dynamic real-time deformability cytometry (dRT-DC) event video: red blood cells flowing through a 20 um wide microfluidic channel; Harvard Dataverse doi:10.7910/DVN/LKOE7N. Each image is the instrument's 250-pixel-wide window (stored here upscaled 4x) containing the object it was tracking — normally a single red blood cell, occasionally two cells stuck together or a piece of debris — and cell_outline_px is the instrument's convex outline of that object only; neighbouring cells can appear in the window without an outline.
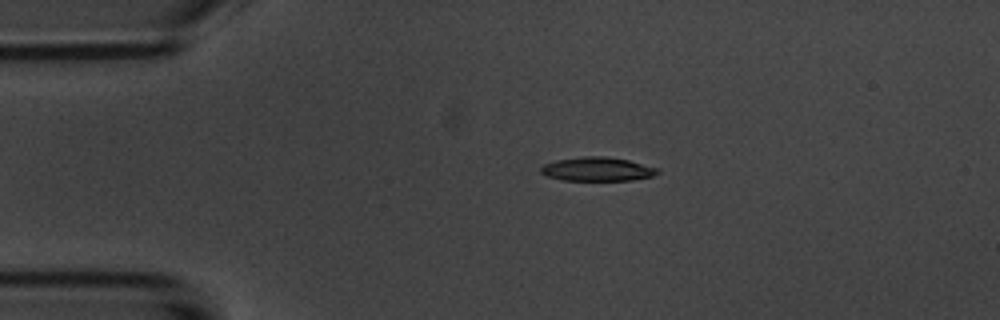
{"species": "common noctule bat (a hibernating species)", "species_latin": "Nyctalus noctula", "temperature_condition": "room temperature", "stored_images_in_passage": 44, "camera_frame_rate_fps": 3000, "um_per_image_px": 0.085, "animal": {"sex": "male", "body_mass_g": 20.1, "forearm_length_mm": 53.5}, "frame": {"image": 1, "passage_image": 1, "time_ms": 0.0, "image_size_px": [1000, 320], "cell_outline_px": [[660, 172], [652, 176], [632, 180], [560, 180], [548, 176], [540, 172], [540, 168], [544, 164], [556, 160], [584, 156], [604, 156], [628, 160], [660, 168]], "centroid_in_image_um": [50.79, 14.37], "position_along_channel_um": 34.2, "area_um2": 16.24}}
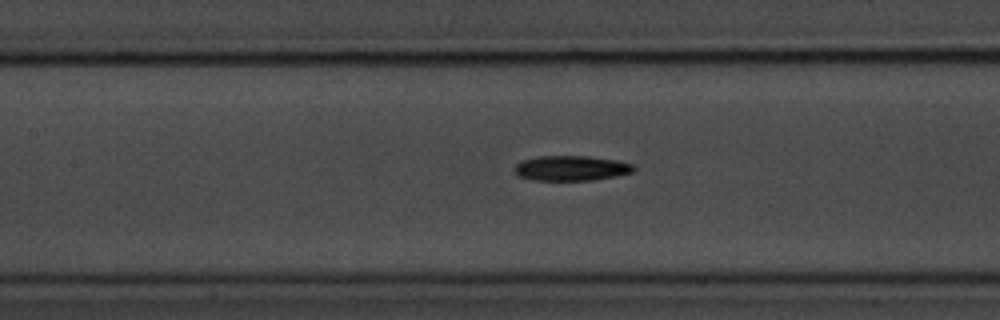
{"frame": {"image": 2, "passage_image": 14, "time_ms": 4.333, "image_size_px": [1000, 320], "cell_outline_px": [[636, 168], [632, 172], [616, 176], [592, 180], [532, 180], [520, 176], [516, 172], [516, 164], [520, 160], [540, 156], [588, 156], [616, 160], [632, 164]], "centroid_in_image_um": [48.56, 14.29], "position_along_channel_um": 158.8, "area_um2": 17.28}}
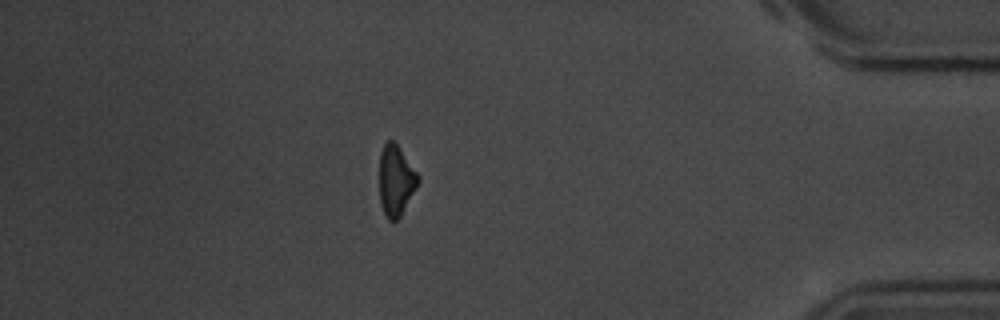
{"frame": {"image": 3, "passage_image": 37, "time_ms": 12.0, "image_size_px": [1000, 320], "cell_outline_px": [[420, 180], [416, 188], [400, 216], [396, 220], [388, 220], [380, 204], [380, 152], [384, 144], [388, 140], [392, 140], [400, 148], [420, 176]], "centroid_in_image_um": [33.65, 15.33], "position_along_channel_um": 401.5, "area_um2": 15.78}, "authors_computed_cell_mechanics": {"area_um2": 16.9932, "velocity_mm_per_s": 3.7106, "shape_relaxation_time_tau1_ms": 2.2865, "shape_relaxation_time_tau2_ms": null, "deformation_change_tau1": 0.1342, "deformation_change_tau2": null}}